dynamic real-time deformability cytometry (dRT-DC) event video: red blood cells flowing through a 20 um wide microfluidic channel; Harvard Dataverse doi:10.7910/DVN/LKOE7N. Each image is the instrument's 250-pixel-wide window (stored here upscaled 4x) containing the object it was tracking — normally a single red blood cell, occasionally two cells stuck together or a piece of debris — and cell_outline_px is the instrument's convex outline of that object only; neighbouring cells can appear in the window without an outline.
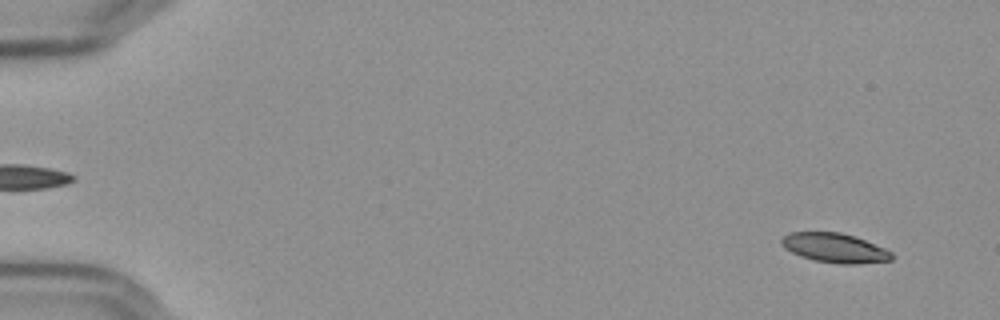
{"species": "Egyptian fruit bat (a non-hibernating species)", "species_latin": "Rousettus aegyptiacus", "temperature_condition": "cold", "stored_images_in_passage": 57, "camera_frame_rate_fps": 3000, "um_per_image_px": 0.085, "frame": {"image": 1, "passage_image": 4, "time_ms": 1.0, "image_size_px": [1000, 320], "cell_outline_px": [[892, 260], [856, 264], [840, 264], [816, 260], [800, 256], [784, 248], [780, 244], [780, 240], [788, 232], [840, 232], [864, 240], [884, 248], [892, 252]], "centroid_in_image_um": [70.92, 21.07], "position_along_channel_um": 14.1, "area_um2": 18.73}}
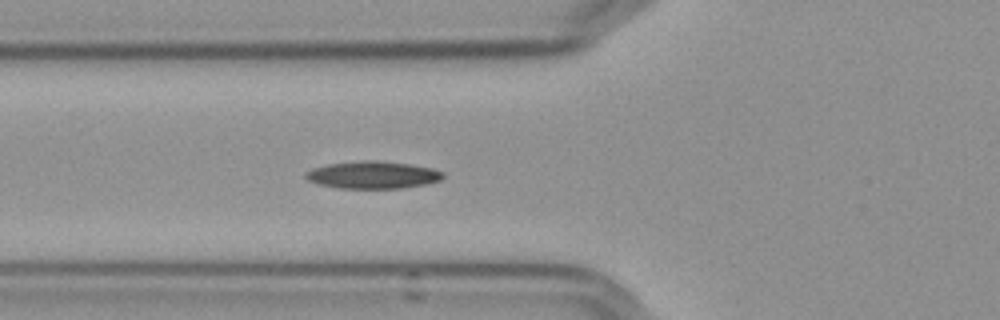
{"frame": {"image": 2, "passage_image": 22, "time_ms": 7.0, "image_size_px": [1000, 320], "cell_outline_px": [[444, 176], [440, 180], [424, 184], [400, 188], [336, 188], [320, 184], [308, 180], [304, 176], [308, 172], [316, 168], [328, 164], [364, 160], [376, 160], [408, 164], [432, 168], [444, 172]], "centroid_in_image_um": [31.71, 14.87], "position_along_channel_um": 94.1, "area_um2": 21.56}}
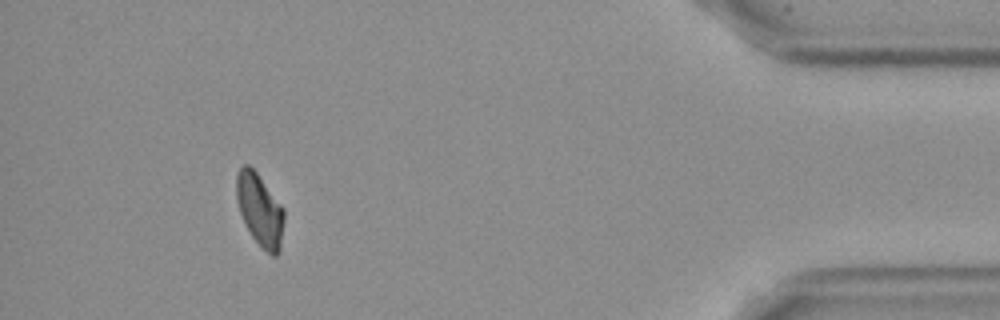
{"frame": {"image": 3, "passage_image": 53, "time_ms": 17.333, "image_size_px": [1000, 320], "cell_outline_px": [[284, 220], [280, 248], [276, 256], [272, 256], [260, 248], [252, 236], [240, 212], [236, 196], [236, 172], [244, 164], [248, 164], [256, 172], [284, 208]], "centroid_in_image_um": [22.09, 17.85], "position_along_channel_um": 413.1, "area_um2": 20.0}}